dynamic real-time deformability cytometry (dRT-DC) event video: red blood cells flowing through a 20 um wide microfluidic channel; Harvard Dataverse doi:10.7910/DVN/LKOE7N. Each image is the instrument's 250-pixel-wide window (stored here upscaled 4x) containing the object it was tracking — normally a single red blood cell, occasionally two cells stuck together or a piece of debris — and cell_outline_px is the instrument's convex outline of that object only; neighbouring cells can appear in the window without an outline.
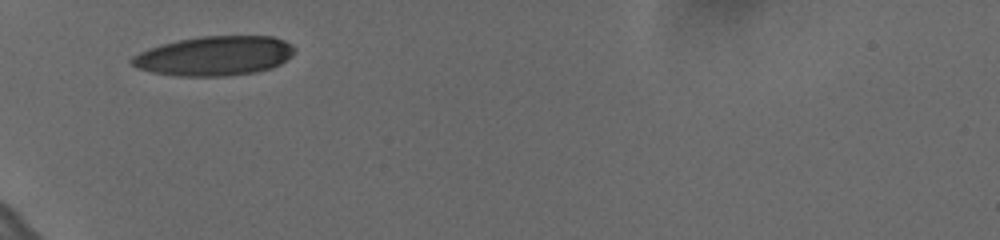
{"species": "human", "species_latin": "Homo sapiens", "temperature_condition": "cold", "stored_images_in_passage": 2, "camera_frame_rate_fps": 3000, "um_per_image_px": 0.085, "donor": {"sex": "female"}, "frame": {"image": 1, "passage_image": 1, "time_ms": 0.0, "image_size_px": [1000, 240], "cell_outline_px": [[296, 52], [292, 56], [280, 64], [272, 68], [256, 72], [224, 76], [180, 76], [152, 72], [136, 68], [128, 60], [132, 56], [148, 48], [160, 44], [176, 40], [200, 36], [272, 36], [284, 40], [292, 44], [296, 48]], "centroid_in_image_um": [18.23, 4.74], "position_along_channel_um": 66.8, "area_um2": 37.8}}